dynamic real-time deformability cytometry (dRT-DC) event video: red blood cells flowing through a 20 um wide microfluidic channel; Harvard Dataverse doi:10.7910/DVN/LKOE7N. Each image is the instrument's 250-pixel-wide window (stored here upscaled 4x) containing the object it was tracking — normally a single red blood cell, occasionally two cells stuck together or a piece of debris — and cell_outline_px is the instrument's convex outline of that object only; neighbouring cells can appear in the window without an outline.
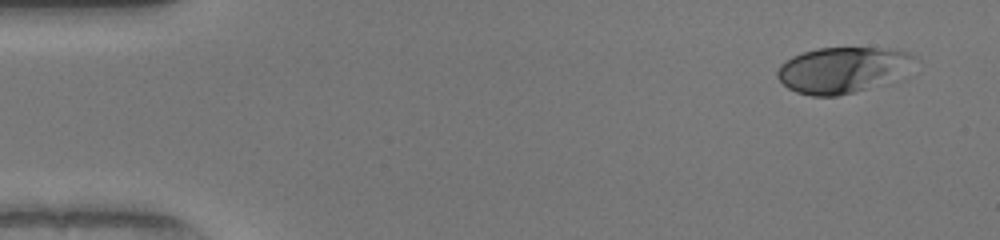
{"species": "human", "species_latin": "Homo sapiens", "temperature_condition": "warm", "stored_images_in_passage": 48, "camera_frame_rate_fps": 3000, "um_per_image_px": 0.085, "donor": {"sex": "female"}, "frame": {"image": 1, "passage_image": 1, "time_ms": 0.0, "image_size_px": [1000, 240], "cell_outline_px": [[920, 60], [868, 88], [836, 96], [812, 96], [796, 92], [788, 88], [776, 76], [776, 72], [780, 64], [792, 56], [816, 48], [888, 48], [908, 52], [916, 56]], "centroid_in_image_um": [71.5, 5.91], "position_along_channel_um": 13.5, "area_um2": 35.72}}
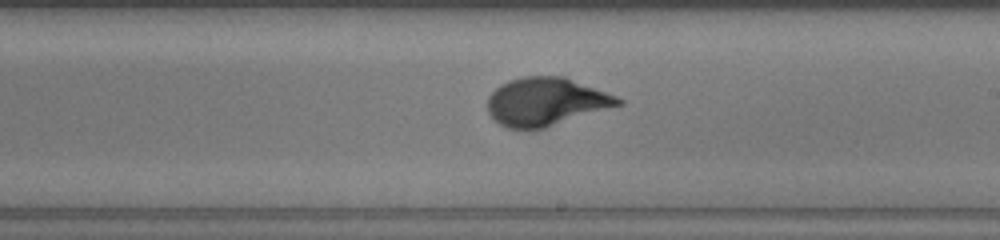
{"frame": {"image": 2, "passage_image": 27, "time_ms": 8.667, "image_size_px": [1000, 240], "cell_outline_px": [[624, 104], [544, 128], [508, 128], [500, 124], [488, 112], [488, 96], [500, 84], [508, 80], [524, 76], [564, 76], [616, 96], [624, 100]], "centroid_in_image_um": [46.41, 8.63], "position_along_channel_um": 242.6, "area_um2": 36.36}}
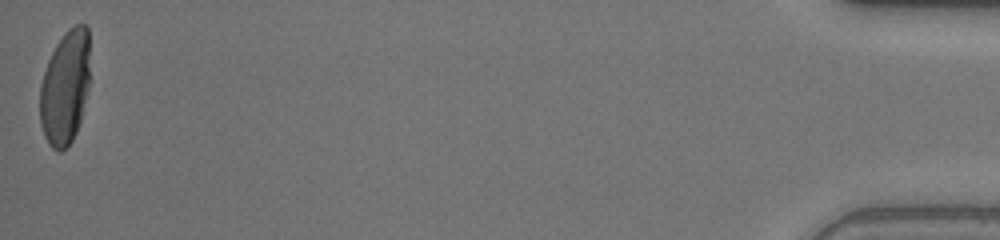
{"frame": {"image": 3, "passage_image": 48, "time_ms": 15.667, "image_size_px": [1000, 240], "cell_outline_px": [[88, 88], [80, 120], [76, 132], [72, 140], [60, 152], [52, 148], [48, 144], [44, 136], [40, 124], [40, 84], [48, 60], [56, 44], [64, 32], [68, 28], [76, 24], [88, 24]], "centroid_in_image_um": [5.51, 7.42], "position_along_channel_um": 429.7, "area_um2": 33.12}, "authors_computed_cell_mechanics": {"area_um2": 35.4603, "velocity_mm_per_s": 4.0974, "shape_relaxation_time_tau1_ms": 3.6554, "shape_relaxation_time_tau2_ms": null, "deformation_change_tau1": 0.2067, "deformation_change_tau2": null}}